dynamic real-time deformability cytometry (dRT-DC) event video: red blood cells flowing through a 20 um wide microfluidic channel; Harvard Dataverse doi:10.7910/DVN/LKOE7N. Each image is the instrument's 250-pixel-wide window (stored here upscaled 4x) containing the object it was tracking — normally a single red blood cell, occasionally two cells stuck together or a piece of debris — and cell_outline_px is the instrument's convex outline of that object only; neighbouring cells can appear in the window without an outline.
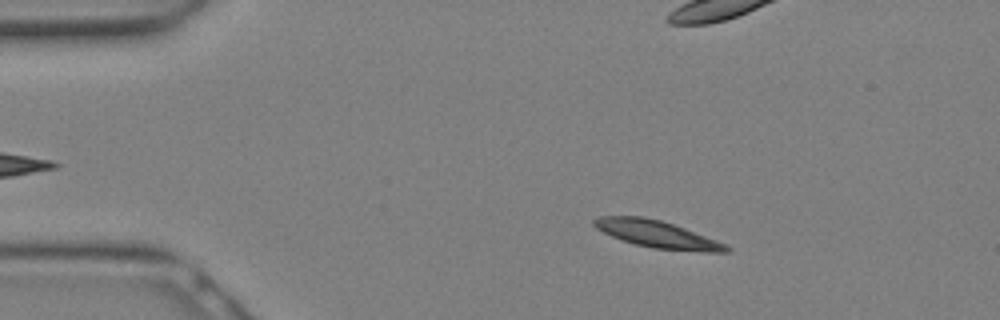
{"species": "Egyptian fruit bat (a non-hibernating species)", "species_latin": "Rousettus aegyptiacus", "temperature_condition": "warm", "stored_images_in_passage": 19, "camera_frame_rate_fps": 3000, "um_per_image_px": 0.085, "animal": {"sex": "female"}, "frame": {"image": 1, "passage_image": 4, "time_ms": 1.0, "image_size_px": [1000, 320], "cell_outline_px": [[732, 248], [728, 252], [704, 252], [652, 248], [620, 240], [596, 228], [592, 224], [592, 220], [600, 216], [644, 216], [660, 220], [684, 228], [716, 240]], "centroid_in_image_um": [55.83, 19.91], "position_along_channel_um": 29.2, "area_um2": 20.75}}